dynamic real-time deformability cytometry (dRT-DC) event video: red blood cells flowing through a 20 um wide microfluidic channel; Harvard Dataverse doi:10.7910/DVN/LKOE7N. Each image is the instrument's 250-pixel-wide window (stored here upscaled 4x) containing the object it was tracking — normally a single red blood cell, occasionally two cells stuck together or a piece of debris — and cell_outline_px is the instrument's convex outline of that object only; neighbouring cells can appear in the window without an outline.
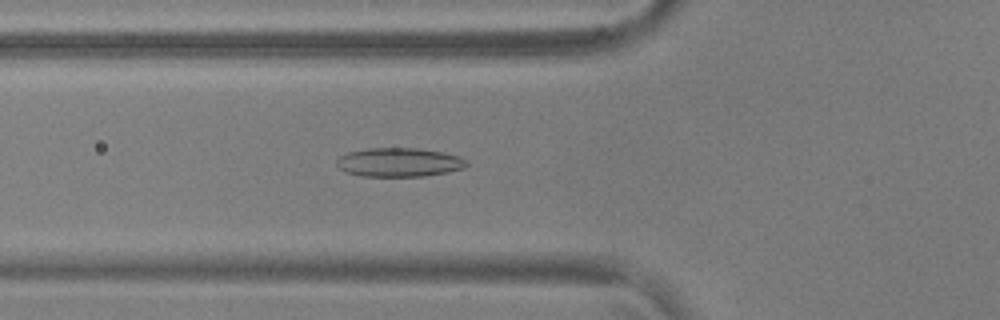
{"species": "common noctule bat (a hibernating species)", "species_latin": "Nyctalus noctula", "temperature_condition": "warm", "stored_images_in_passage": 43, "camera_frame_rate_fps": 3000, "um_per_image_px": 0.085, "animal": {"sex": "male", "body_mass_g": 17.9, "forearm_length_mm": 54.2}, "frame": {"image": 1, "passage_image": 9, "time_ms": 2.667, "image_size_px": [1000, 320], "cell_outline_px": [[468, 164], [464, 168], [448, 172], [424, 176], [360, 176], [344, 172], [336, 164], [336, 160], [340, 156], [348, 152], [368, 148], [416, 148], [440, 152], [460, 156], [468, 160]], "centroid_in_image_um": [33.92, 13.8], "position_along_channel_um": 91.9, "area_um2": 21.96}}
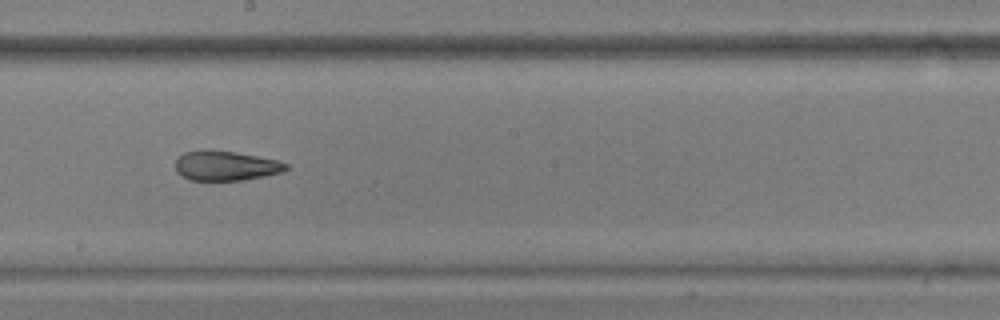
{"frame": {"image": 2, "passage_image": 20, "time_ms": 6.333, "image_size_px": [1000, 320], "cell_outline_px": [[288, 168], [284, 172], [244, 180], [188, 180], [176, 172], [176, 160], [184, 152], [236, 152], [280, 160], [288, 164]], "centroid_in_image_um": [19.26, 14.12], "position_along_channel_um": 228.9, "area_um2": 18.79}}
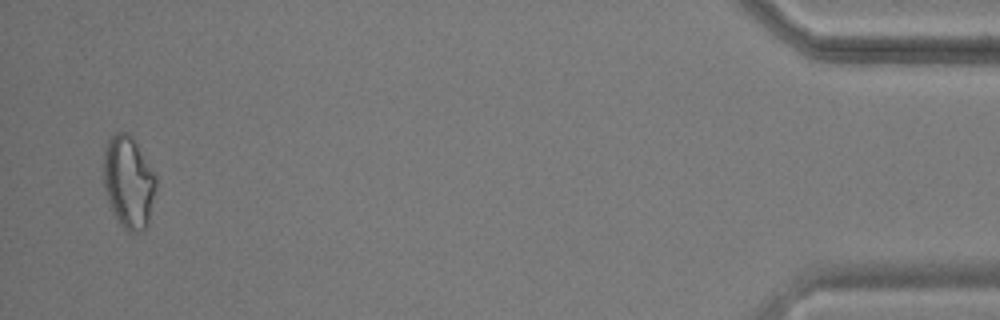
{"frame": {"image": 3, "passage_image": 42, "time_ms": 13.667, "image_size_px": [1000, 320], "cell_outline_px": [[156, 188], [148, 224], [140, 232], [128, 232], [116, 220], [112, 212], [104, 188], [104, 148], [108, 140], [116, 132], [128, 132], [132, 136], [156, 176]], "centroid_in_image_um": [10.92, 15.49], "position_along_channel_um": 424.3, "area_um2": 28.21}, "authors_computed_cell_mechanics": {"area_um2": 21.386, "velocity_mm_per_s": 3.73, "shape_relaxation_time_tau1_ms": null, "shape_relaxation_time_tau2_ms": 3.4717, "deformation_change_tau1": null, "deformation_change_tau2": 0.1104}}